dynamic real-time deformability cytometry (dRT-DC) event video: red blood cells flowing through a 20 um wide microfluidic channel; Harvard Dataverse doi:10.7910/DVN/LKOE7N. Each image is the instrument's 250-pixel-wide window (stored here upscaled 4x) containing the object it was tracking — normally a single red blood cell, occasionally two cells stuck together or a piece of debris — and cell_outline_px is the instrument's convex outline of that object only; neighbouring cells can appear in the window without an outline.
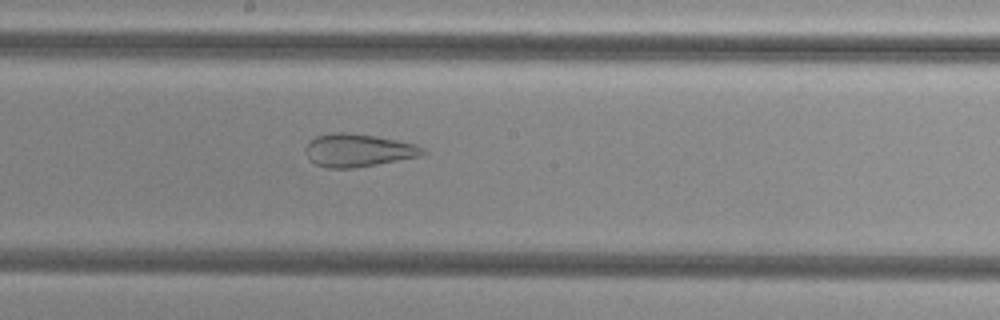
{"species": "common noctule bat (a hibernating species)", "species_latin": "Nyctalus noctula", "temperature_condition": "cold", "stored_images_in_passage": 43, "camera_frame_rate_fps": 3000, "um_per_image_px": 0.085, "animal": {"sex": "female", "body_mass_g": 29.2, "forearm_length_mm": 56.3}, "frame": {"image": 1, "passage_image": 19, "time_ms": 6.0, "image_size_px": [1000, 320], "cell_outline_px": [[428, 152], [420, 156], [356, 168], [328, 168], [316, 164], [308, 160], [304, 148], [316, 136], [332, 132], [344, 132], [376, 136], [416, 144], [424, 148]], "centroid_in_image_um": [30.44, 12.78], "position_along_channel_um": 217.8, "area_um2": 22.54}}
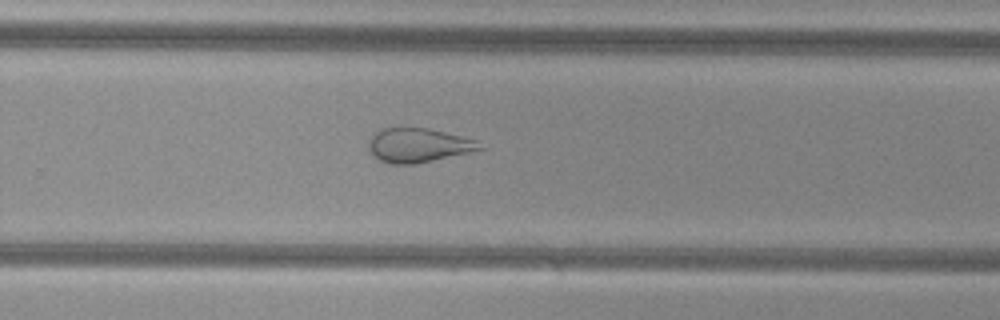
{"frame": {"image": 2, "passage_image": 25, "time_ms": 8.0, "image_size_px": [1000, 320], "cell_outline_px": [[484, 148], [468, 152], [412, 164], [388, 164], [380, 160], [368, 148], [368, 140], [376, 132], [384, 128], [428, 128], [476, 140]], "centroid_in_image_um": [35.51, 12.34], "position_along_channel_um": 294.3, "area_um2": 21.56}}
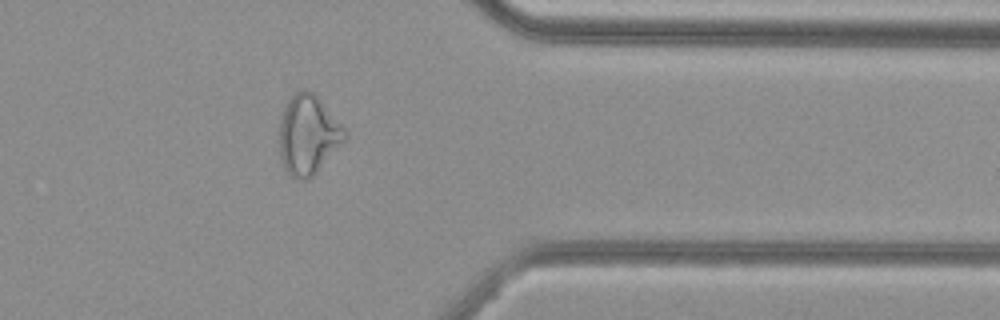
{"frame": {"image": 3, "passage_image": 33, "time_ms": 10.667, "image_size_px": [1000, 320], "cell_outline_px": [[348, 136], [312, 176], [308, 180], [296, 180], [288, 176], [284, 168], [280, 156], [280, 120], [284, 108], [288, 100], [296, 92], [304, 88], [312, 92], [320, 100], [344, 128]], "centroid_in_image_um": [26.16, 11.48], "position_along_channel_um": 385.2, "area_um2": 29.88}, "authors_computed_cell_mechanics": {"area_um2": 29.8826, "velocity_mm_per_s": 3.8276, "shape_relaxation_time_tau1_ms": null, "shape_relaxation_time_tau2_ms": 1.7184, "deformation_change_tau1": null, "deformation_change_tau2": 0.1047}}